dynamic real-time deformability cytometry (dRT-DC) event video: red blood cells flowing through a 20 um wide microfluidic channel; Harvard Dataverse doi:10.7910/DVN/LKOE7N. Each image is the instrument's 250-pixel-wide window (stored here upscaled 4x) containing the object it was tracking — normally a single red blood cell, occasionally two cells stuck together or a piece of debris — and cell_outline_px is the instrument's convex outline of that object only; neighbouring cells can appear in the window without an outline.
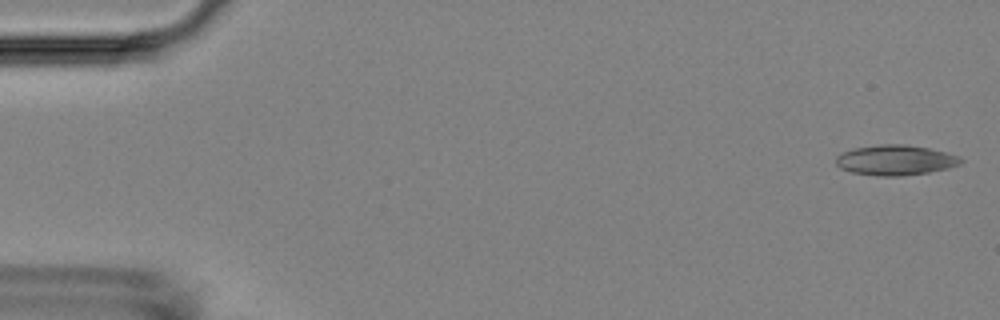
{"species": "Egyptian fruit bat (a non-hibernating species)", "species_latin": "Rousettus aegyptiacus", "temperature_condition": "room temperature", "stored_images_in_passage": 55, "camera_frame_rate_fps": 3000, "um_per_image_px": 0.085, "animal": {"sex": "female"}, "frame": {"image": 1, "passage_image": 1, "time_ms": 0.0, "image_size_px": [1000, 320], "cell_outline_px": [[964, 160], [960, 164], [948, 168], [928, 172], [900, 176], [876, 176], [852, 172], [840, 168], [836, 164], [836, 156], [840, 152], [852, 148], [880, 144], [904, 144], [928, 148], [960, 156]], "centroid_in_image_um": [76.08, 13.6], "position_along_channel_um": 8.9, "area_um2": 22.08}}
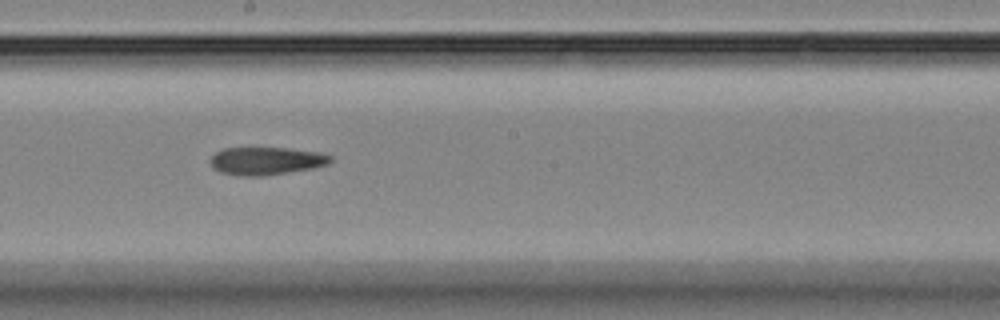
{"frame": {"image": 2, "passage_image": 30, "time_ms": 9.667, "image_size_px": [1000, 320], "cell_outline_px": [[332, 160], [328, 164], [312, 168], [264, 176], [240, 176], [220, 172], [212, 168], [208, 160], [216, 152], [224, 148], [288, 148], [320, 152], [332, 156]], "centroid_in_image_um": [22.6, 13.68], "position_along_channel_um": 225.6, "area_um2": 19.59}}
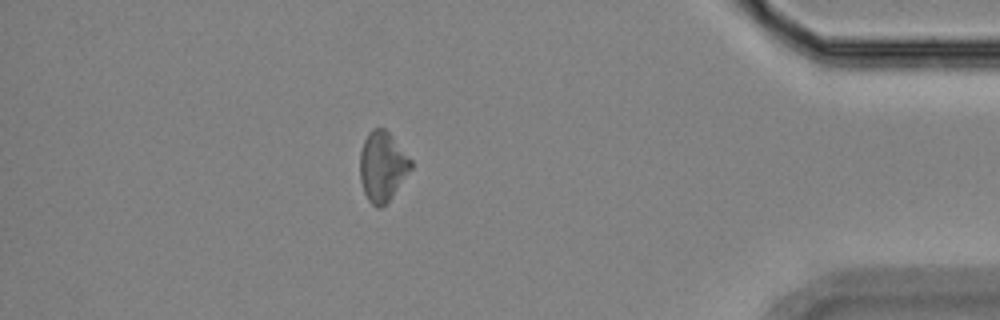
{"frame": {"image": 3, "passage_image": 48, "time_ms": 15.667, "image_size_px": [1000, 320], "cell_outline_px": [[412, 168], [392, 196], [380, 208], [376, 208], [368, 200], [364, 192], [360, 180], [360, 152], [364, 140], [368, 132], [372, 128], [384, 128], [388, 132], [412, 160]], "centroid_in_image_um": [32.49, 14.14], "position_along_channel_um": 402.7, "area_um2": 20.58}, "authors_computed_cell_mechanics": {"area_um2": 20.5768, "velocity_mm_per_s": 3.5939, "shape_relaxation_time_tau1_ms": null, "shape_relaxation_time_tau2_ms": 6.6882, "deformation_change_tau1": null, "deformation_change_tau2": 0.1692}}